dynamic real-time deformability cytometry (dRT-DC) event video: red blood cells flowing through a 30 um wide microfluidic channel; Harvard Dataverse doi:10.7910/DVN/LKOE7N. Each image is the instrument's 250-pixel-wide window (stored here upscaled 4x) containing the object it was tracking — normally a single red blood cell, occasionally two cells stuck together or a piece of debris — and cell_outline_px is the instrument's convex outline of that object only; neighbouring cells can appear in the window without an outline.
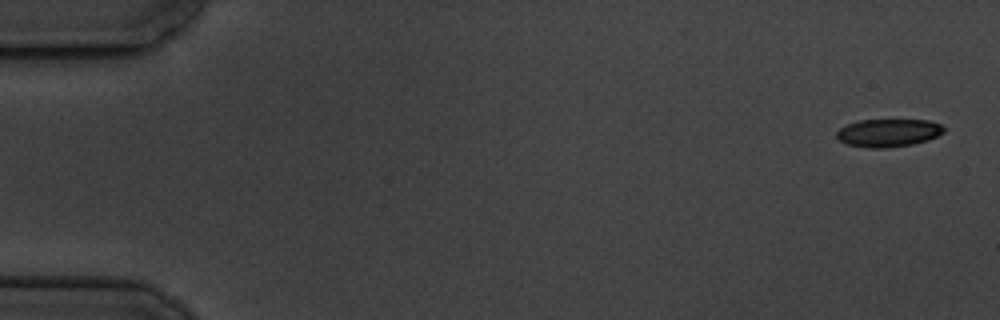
{"species": "common noctule bat (a hibernating species)", "species_latin": "Nyctalus noctula", "temperature_condition": "cold", "stored_images_in_passage": 6, "camera_frame_rate_fps": 3000, "um_per_image_px": 0.085, "animal": {"sex": "male", "body_mass_g": 19.5, "forearm_length_mm": 54.6}, "frame": {"image": 1, "passage_image": 1, "time_ms": 0.0, "image_size_px": [1000, 320], "cell_outline_px": [[944, 132], [928, 140], [912, 144], [884, 148], [872, 148], [848, 144], [840, 140], [836, 136], [836, 132], [840, 128], [848, 124], [860, 120], [928, 120], [940, 124], [944, 128]], "centroid_in_image_um": [75.51, 11.28], "position_along_channel_um": 9.5, "area_um2": 17.22}}